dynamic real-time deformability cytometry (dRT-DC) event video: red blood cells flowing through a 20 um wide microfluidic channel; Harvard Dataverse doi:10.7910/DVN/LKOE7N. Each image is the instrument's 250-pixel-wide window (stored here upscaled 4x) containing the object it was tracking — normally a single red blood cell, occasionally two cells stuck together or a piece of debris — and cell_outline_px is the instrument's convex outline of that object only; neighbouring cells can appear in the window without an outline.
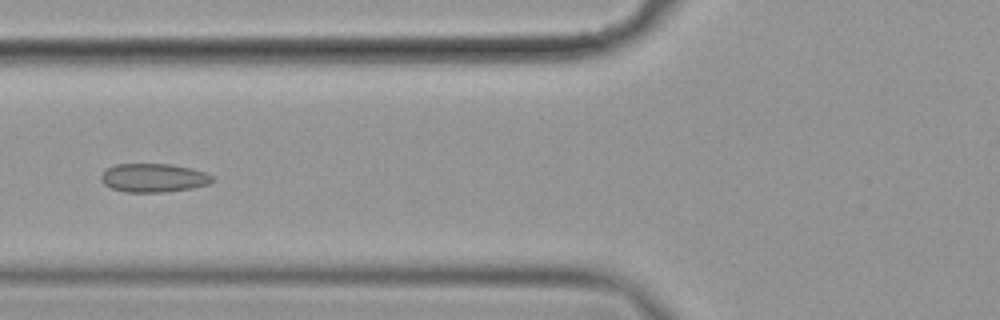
{"species": "common noctule bat (a hibernating species)", "species_latin": "Nyctalus noctula", "temperature_condition": "cold", "stored_images_in_passage": 9, "camera_frame_rate_fps": 3000, "um_per_image_px": 0.085, "animal": {"sex": "female", "body_mass_g": 19.9}, "frame": {"image": 1, "passage_image": 6, "time_ms": 1.667, "image_size_px": [1000, 320], "cell_outline_px": [[212, 180], [208, 184], [192, 188], [164, 192], [124, 192], [112, 188], [104, 184], [100, 180], [100, 176], [108, 168], [116, 164], [168, 164], [192, 168], [204, 172], [212, 176]], "centroid_in_image_um": [13.03, 15.12], "position_along_channel_um": 112.8, "area_um2": 18.44}}
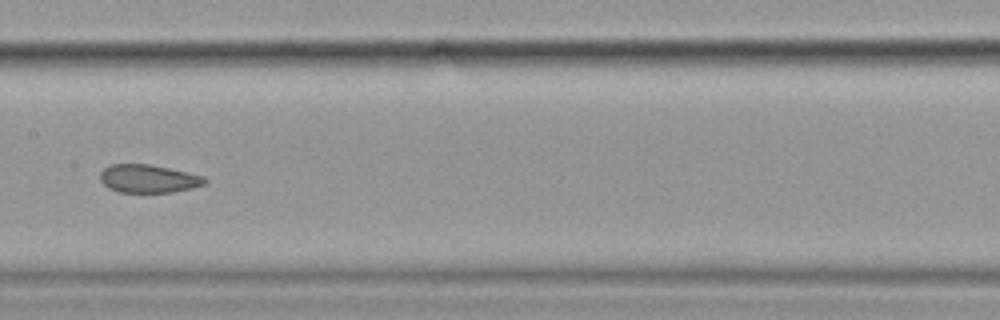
{"frame": {"image": 2, "passage_image": 8, "time_ms": 2.333, "image_size_px": [1000, 320], "cell_outline_px": [[208, 180], [204, 184], [192, 188], [172, 192], [120, 192], [108, 188], [100, 180], [100, 172], [108, 164], [148, 164], [168, 168], [204, 176]], "centroid_in_image_um": [12.59, 15.18], "position_along_channel_um": 194.8, "area_um2": 17.11}}
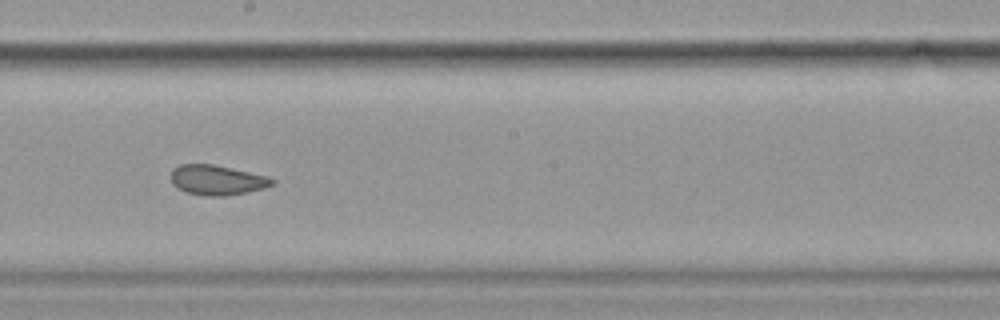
{"frame": {"image": 3, "passage_image": 9, "time_ms": 2.667, "image_size_px": [1000, 320], "cell_outline_px": [[276, 184], [264, 188], [248, 192], [224, 196], [208, 196], [188, 192], [172, 184], [172, 168], [180, 164], [212, 164], [268, 176], [276, 180]], "centroid_in_image_um": [18.49, 15.3], "position_along_channel_um": 229.7, "area_um2": 17.57}}